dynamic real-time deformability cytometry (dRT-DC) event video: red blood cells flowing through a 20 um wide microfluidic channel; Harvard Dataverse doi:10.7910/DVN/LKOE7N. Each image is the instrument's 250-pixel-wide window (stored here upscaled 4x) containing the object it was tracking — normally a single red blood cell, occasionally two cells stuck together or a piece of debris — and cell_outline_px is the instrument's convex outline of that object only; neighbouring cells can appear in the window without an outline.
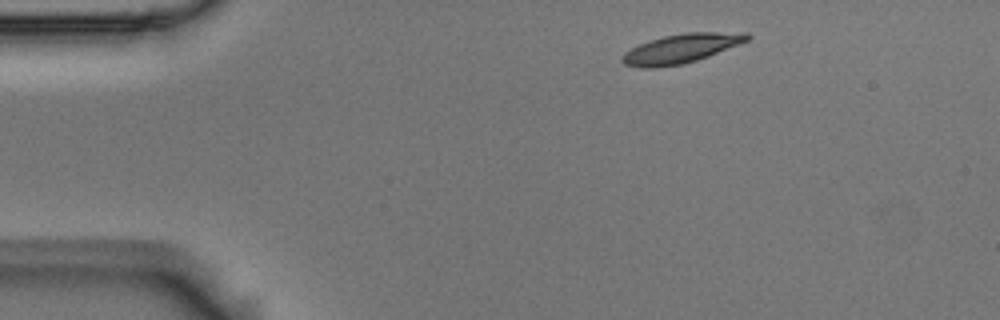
{"species": "Egyptian fruit bat (a non-hibernating species)", "species_latin": "Rousettus aegyptiacus", "temperature_condition": "room temperature", "stored_images_in_passage": 3, "camera_frame_rate_fps": 3000, "um_per_image_px": 0.085, "animal": {"sex": "male"}, "frame": {"image": 1, "passage_image": 1, "time_ms": 0.0, "image_size_px": [1000, 320], "cell_outline_px": [[752, 36], [748, 40], [740, 44], [708, 56], [684, 64], [656, 68], [640, 68], [624, 64], [620, 60], [620, 56], [624, 52], [640, 44], [664, 36], [688, 32], [744, 32]], "centroid_in_image_um": [57.88, 4.13], "position_along_channel_um": 27.1, "area_um2": 21.27}}